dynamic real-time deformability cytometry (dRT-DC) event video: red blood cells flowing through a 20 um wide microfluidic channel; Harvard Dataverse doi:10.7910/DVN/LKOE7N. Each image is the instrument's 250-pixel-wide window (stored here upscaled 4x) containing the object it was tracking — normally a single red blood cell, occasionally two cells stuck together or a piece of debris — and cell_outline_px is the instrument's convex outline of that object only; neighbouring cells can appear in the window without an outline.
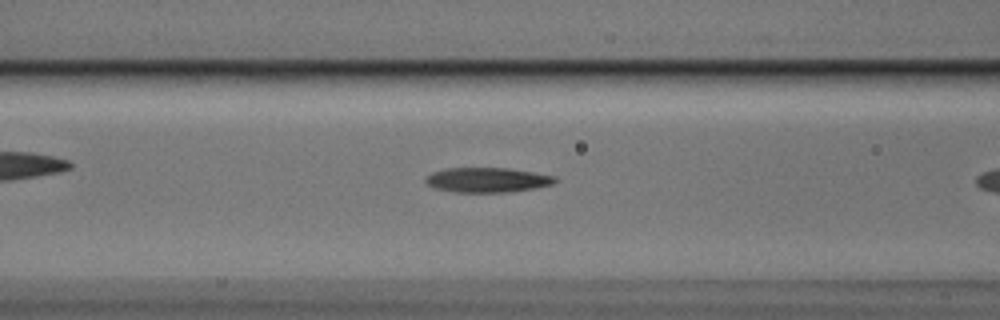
{"species": "Egyptian fruit bat (a non-hibernating species)", "species_latin": "Rousettus aegyptiacus", "temperature_condition": "cold", "stored_images_in_passage": 10, "camera_frame_rate_fps": 3000, "um_per_image_px": 0.085, "animal": {"sex": "male"}, "frame": {"image": 1, "passage_image": 9, "time_ms": 2.667, "image_size_px": [1000, 320], "cell_outline_px": [[556, 180], [552, 184], [536, 188], [508, 192], [452, 192], [432, 188], [424, 180], [424, 176], [432, 172], [448, 168], [508, 168], [556, 176]], "centroid_in_image_um": [41.36, 15.3], "position_along_channel_um": 125.2, "area_um2": 18.79}}